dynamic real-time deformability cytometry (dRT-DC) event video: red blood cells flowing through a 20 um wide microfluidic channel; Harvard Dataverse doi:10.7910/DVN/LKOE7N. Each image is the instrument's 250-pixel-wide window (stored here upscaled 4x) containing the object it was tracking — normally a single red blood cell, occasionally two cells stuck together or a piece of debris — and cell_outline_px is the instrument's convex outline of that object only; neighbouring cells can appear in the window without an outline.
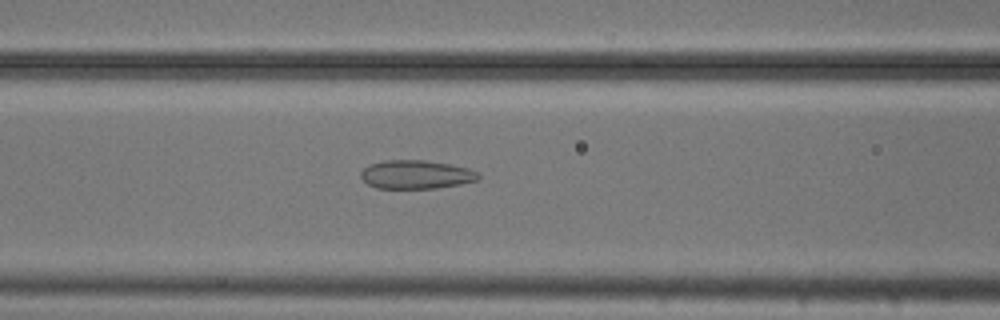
{"species": "common noctule bat (a hibernating species)", "species_latin": "Nyctalus noctula", "temperature_condition": "cold", "stored_images_in_passage": 48, "camera_frame_rate_fps": 3000, "um_per_image_px": 0.085, "animal": {"sex": "male", "body_mass_g": 20.5, "forearm_length_mm": 52.5}, "frame": {"image": 1, "passage_image": 17, "time_ms": 5.333, "image_size_px": [1000, 320], "cell_outline_px": [[480, 176], [476, 180], [460, 184], [436, 188], [376, 188], [368, 184], [360, 176], [360, 172], [368, 164], [384, 160], [424, 160], [448, 164], [468, 168], [476, 172]], "centroid_in_image_um": [35.32, 14.83], "position_along_channel_um": 131.3, "area_um2": 19.48}}
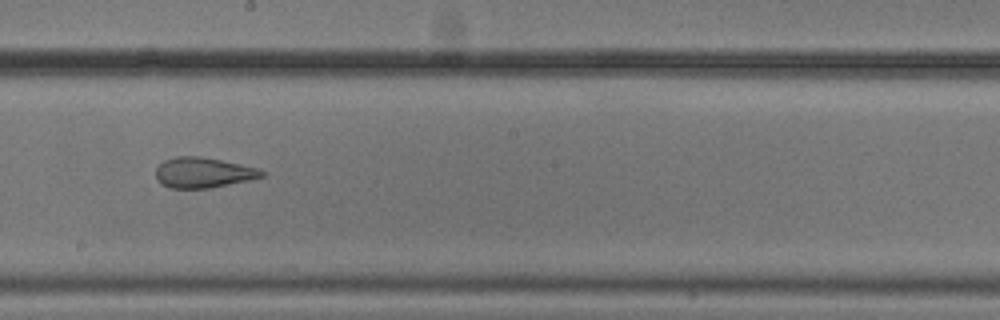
{"frame": {"image": 2, "passage_image": 25, "time_ms": 8.0, "image_size_px": [1000, 320], "cell_outline_px": [[264, 176], [248, 180], [208, 188], [168, 188], [156, 180], [156, 168], [164, 160], [176, 156], [200, 156], [260, 168], [264, 172]], "centroid_in_image_um": [17.24, 14.67], "position_along_channel_um": 231.0, "area_um2": 18.67}}
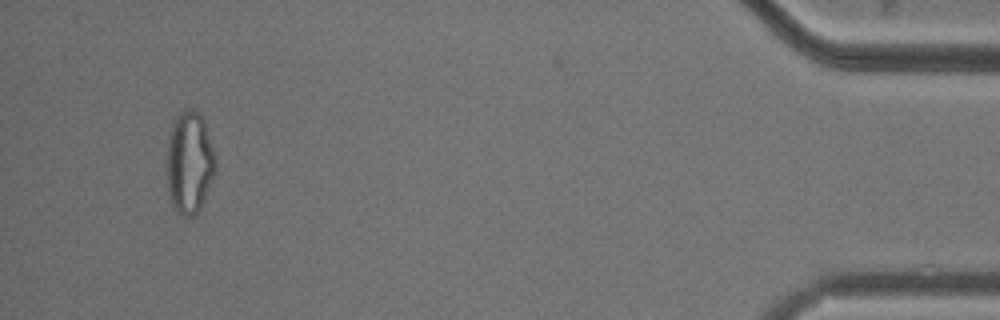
{"frame": {"image": 3, "passage_image": 46, "time_ms": 15.0, "image_size_px": [1000, 320], "cell_outline_px": [[216, 172], [204, 200], [196, 216], [184, 216], [176, 212], [172, 208], [168, 192], [168, 140], [172, 124], [176, 116], [180, 112], [188, 108], [196, 108], [204, 120], [216, 156]], "centroid_in_image_um": [16.13, 13.82], "position_along_channel_um": 419.1, "area_um2": 29.36}}